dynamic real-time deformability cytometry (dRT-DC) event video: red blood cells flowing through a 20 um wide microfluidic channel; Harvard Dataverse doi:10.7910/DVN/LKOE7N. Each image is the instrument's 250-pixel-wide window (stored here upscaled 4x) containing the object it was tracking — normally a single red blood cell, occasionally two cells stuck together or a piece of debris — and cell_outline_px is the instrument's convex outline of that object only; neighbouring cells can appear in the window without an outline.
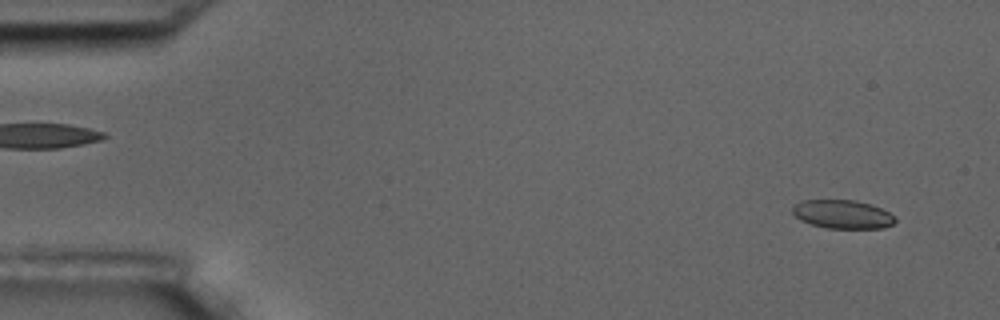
{"species": "common noctule bat (a hibernating species)", "species_latin": "Nyctalus noctula", "temperature_condition": "room temperature", "stored_images_in_passage": 55, "camera_frame_rate_fps": 3000, "um_per_image_px": 0.085, "animal": {"sex": "male", "body_mass_g": 17.5, "forearm_length_mm": 52.3}, "frame": {"image": 1, "passage_image": 3, "time_ms": 0.667, "image_size_px": [1000, 320], "cell_outline_px": [[896, 220], [892, 224], [884, 228], [824, 228], [800, 220], [792, 212], [792, 208], [800, 200], [856, 200], [872, 204], [896, 216]], "centroid_in_image_um": [71.63, 18.21], "position_along_channel_um": 13.4, "area_um2": 17.17}}
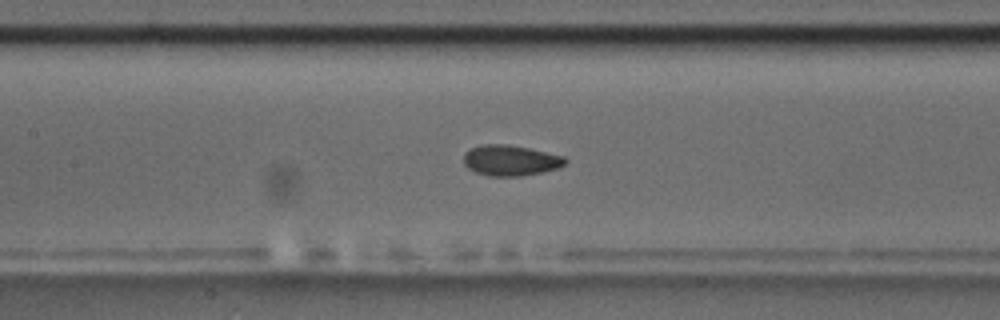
{"frame": {"image": 2, "passage_image": 25, "time_ms": 8.0, "image_size_px": [1000, 320], "cell_outline_px": [[568, 160], [564, 164], [556, 168], [544, 172], [520, 176], [488, 176], [476, 172], [468, 168], [464, 164], [464, 152], [480, 144], [508, 144], [528, 148], [564, 156]], "centroid_in_image_um": [43.37, 13.63], "position_along_channel_um": 164.0, "area_um2": 18.15}}
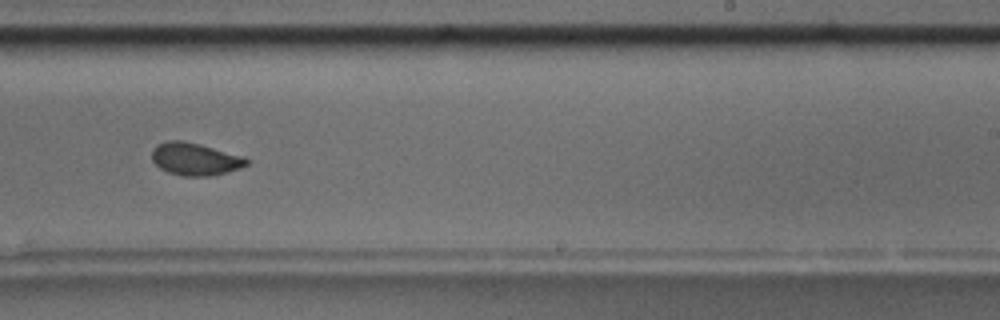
{"frame": {"image": 3, "passage_image": 34, "time_ms": 11.0, "image_size_px": [1000, 320], "cell_outline_px": [[248, 164], [240, 168], [228, 172], [212, 176], [184, 176], [168, 172], [160, 168], [152, 160], [152, 148], [156, 144], [168, 140], [184, 140], [200, 144], [244, 156], [248, 160]], "centroid_in_image_um": [16.57, 13.51], "position_along_channel_um": 272.4, "area_um2": 18.09}, "authors_computed_cell_mechanics": {"area_um2": 18.207, "velocity_mm_per_s": 3.6336, "shape_relaxation_time_tau1_ms": 3.0635, "shape_relaxation_time_tau2_ms": 1.0104, "deformation_change_tau1": 0.1195, "deformation_change_tau2": 0.0552}}